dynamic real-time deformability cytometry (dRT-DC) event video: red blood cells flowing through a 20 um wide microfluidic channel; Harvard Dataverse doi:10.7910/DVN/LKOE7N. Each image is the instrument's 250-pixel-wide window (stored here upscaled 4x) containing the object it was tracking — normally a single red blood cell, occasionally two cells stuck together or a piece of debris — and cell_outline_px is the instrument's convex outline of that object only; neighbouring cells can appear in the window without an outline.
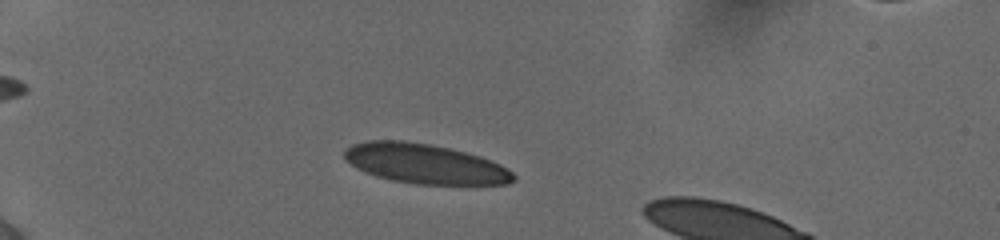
{"species": "human", "species_latin": "Homo sapiens", "temperature_condition": "cold", "stored_images_in_passage": 14, "camera_frame_rate_fps": 3000, "um_per_image_px": 0.085, "donor": {"sex": "female"}, "frame": {"image": 1, "passage_image": 6, "time_ms": 2.333, "image_size_px": [1000, 240], "cell_outline_px": [[516, 180], [508, 184], [416, 184], [392, 180], [376, 176], [352, 164], [344, 156], [344, 148], [352, 144], [368, 140], [404, 140], [432, 144], [480, 156], [500, 164], [512, 172], [516, 176]], "centroid_in_image_um": [36.14, 13.91], "position_along_channel_um": 48.9, "area_um2": 38.96}}
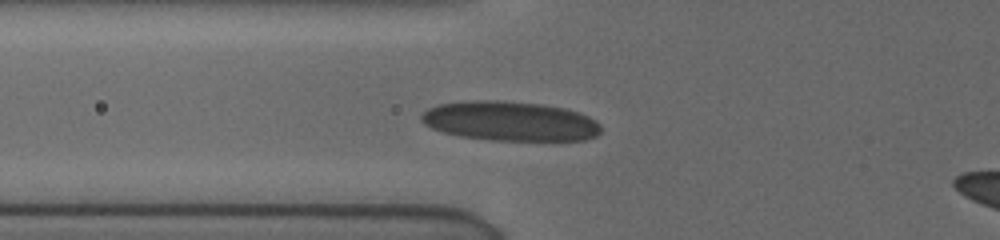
{"frame": {"image": 2, "passage_image": 11, "time_ms": 4.333, "image_size_px": [1000, 240], "cell_outline_px": [[600, 132], [596, 136], [584, 140], [488, 140], [460, 136], [444, 132], [432, 128], [424, 124], [420, 120], [420, 116], [428, 108], [436, 104], [468, 100], [500, 100], [544, 104], [564, 108], [580, 112], [596, 120], [600, 124]], "centroid_in_image_um": [43.34, 10.28], "position_along_channel_um": 82.5, "area_um2": 41.73}}
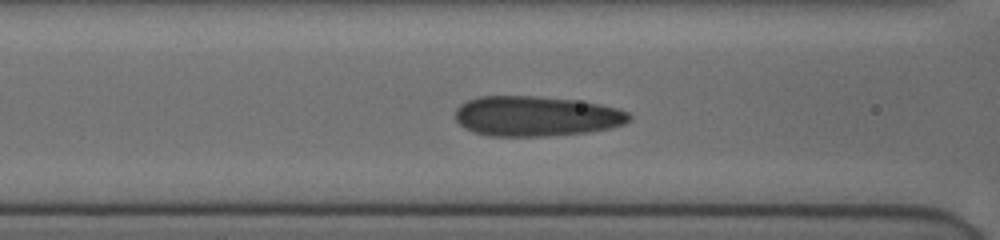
{"frame": {"image": 3, "passage_image": 13, "time_ms": 5.333, "image_size_px": [1000, 240], "cell_outline_px": [[632, 120], [624, 124], [612, 128], [588, 132], [548, 136], [488, 136], [472, 132], [464, 128], [456, 120], [456, 108], [460, 104], [468, 100], [480, 96], [536, 96], [572, 100], [596, 104], [616, 108], [628, 112], [632, 116]], "centroid_in_image_um": [45.56, 9.89], "position_along_channel_um": 121.0, "area_um2": 40.75}}